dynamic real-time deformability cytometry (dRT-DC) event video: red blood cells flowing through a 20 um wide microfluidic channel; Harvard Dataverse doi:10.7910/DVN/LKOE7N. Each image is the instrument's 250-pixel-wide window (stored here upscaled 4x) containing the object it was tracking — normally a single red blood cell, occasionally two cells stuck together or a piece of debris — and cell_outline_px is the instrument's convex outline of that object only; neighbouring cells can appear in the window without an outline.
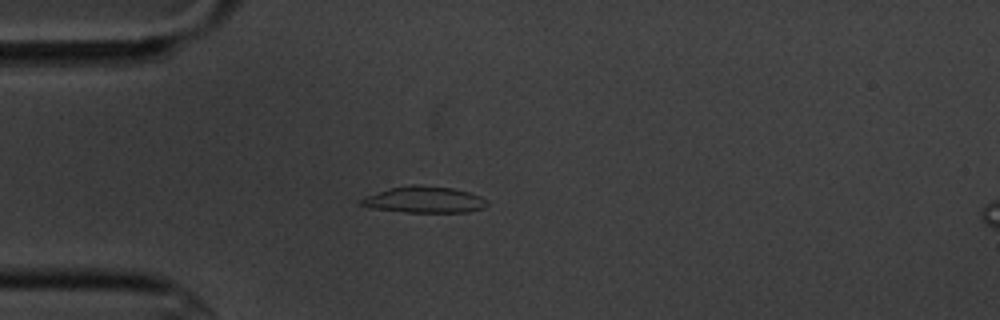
{"species": "common noctule bat (a hibernating species)", "species_latin": "Nyctalus noctula", "temperature_condition": "cold", "stored_images_in_passage": 5, "camera_frame_rate_fps": 3000, "um_per_image_px": 0.085, "animal": {"sex": "male", "body_mass_g": 20.1, "forearm_length_mm": 53.5}, "frame": {"image": 1, "passage_image": 5, "time_ms": 4.333, "image_size_px": [1000, 320], "cell_outline_px": [[488, 204], [484, 208], [468, 212], [404, 212], [368, 208], [360, 204], [360, 200], [368, 196], [392, 188], [412, 184], [416, 184], [452, 188], [468, 192], [480, 196], [488, 200]], "centroid_in_image_um": [36.1, 16.98], "position_along_channel_um": 48.9, "area_um2": 19.25}}